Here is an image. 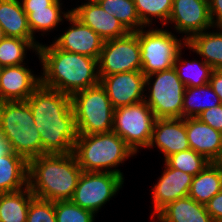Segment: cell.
<instances>
[{
	"mask_svg": "<svg viewBox=\"0 0 222 222\" xmlns=\"http://www.w3.org/2000/svg\"><path fill=\"white\" fill-rule=\"evenodd\" d=\"M26 102L40 134L43 154L73 153L78 132L71 96L40 85Z\"/></svg>",
	"mask_w": 222,
	"mask_h": 222,
	"instance_id": "cell-1",
	"label": "cell"
},
{
	"mask_svg": "<svg viewBox=\"0 0 222 222\" xmlns=\"http://www.w3.org/2000/svg\"><path fill=\"white\" fill-rule=\"evenodd\" d=\"M42 65L41 85L72 96L100 83L98 60L89 56L63 51L53 43L38 48Z\"/></svg>",
	"mask_w": 222,
	"mask_h": 222,
	"instance_id": "cell-2",
	"label": "cell"
},
{
	"mask_svg": "<svg viewBox=\"0 0 222 222\" xmlns=\"http://www.w3.org/2000/svg\"><path fill=\"white\" fill-rule=\"evenodd\" d=\"M82 172L73 153L43 154L28 161V187L40 199L71 200Z\"/></svg>",
	"mask_w": 222,
	"mask_h": 222,
	"instance_id": "cell-3",
	"label": "cell"
},
{
	"mask_svg": "<svg viewBox=\"0 0 222 222\" xmlns=\"http://www.w3.org/2000/svg\"><path fill=\"white\" fill-rule=\"evenodd\" d=\"M73 154L84 172H110L122 177L123 172L118 167L135 155L127 143L113 131L78 134Z\"/></svg>",
	"mask_w": 222,
	"mask_h": 222,
	"instance_id": "cell-4",
	"label": "cell"
},
{
	"mask_svg": "<svg viewBox=\"0 0 222 222\" xmlns=\"http://www.w3.org/2000/svg\"><path fill=\"white\" fill-rule=\"evenodd\" d=\"M0 134L12 151L27 161L43 155L40 134L26 100L0 102Z\"/></svg>",
	"mask_w": 222,
	"mask_h": 222,
	"instance_id": "cell-5",
	"label": "cell"
},
{
	"mask_svg": "<svg viewBox=\"0 0 222 222\" xmlns=\"http://www.w3.org/2000/svg\"><path fill=\"white\" fill-rule=\"evenodd\" d=\"M78 134L112 132L114 108L99 83L71 96Z\"/></svg>",
	"mask_w": 222,
	"mask_h": 222,
	"instance_id": "cell-6",
	"label": "cell"
},
{
	"mask_svg": "<svg viewBox=\"0 0 222 222\" xmlns=\"http://www.w3.org/2000/svg\"><path fill=\"white\" fill-rule=\"evenodd\" d=\"M145 28L138 31L141 71L147 76L173 68L178 53L186 47V41L164 28Z\"/></svg>",
	"mask_w": 222,
	"mask_h": 222,
	"instance_id": "cell-7",
	"label": "cell"
},
{
	"mask_svg": "<svg viewBox=\"0 0 222 222\" xmlns=\"http://www.w3.org/2000/svg\"><path fill=\"white\" fill-rule=\"evenodd\" d=\"M185 88L174 68L155 72L145 77L144 101L157 119L182 118Z\"/></svg>",
	"mask_w": 222,
	"mask_h": 222,
	"instance_id": "cell-8",
	"label": "cell"
},
{
	"mask_svg": "<svg viewBox=\"0 0 222 222\" xmlns=\"http://www.w3.org/2000/svg\"><path fill=\"white\" fill-rule=\"evenodd\" d=\"M156 117L145 101L114 110L112 131L119 135L137 155L140 148H148Z\"/></svg>",
	"mask_w": 222,
	"mask_h": 222,
	"instance_id": "cell-9",
	"label": "cell"
},
{
	"mask_svg": "<svg viewBox=\"0 0 222 222\" xmlns=\"http://www.w3.org/2000/svg\"><path fill=\"white\" fill-rule=\"evenodd\" d=\"M124 177L110 172H82L71 201L96 214L123 187Z\"/></svg>",
	"mask_w": 222,
	"mask_h": 222,
	"instance_id": "cell-10",
	"label": "cell"
},
{
	"mask_svg": "<svg viewBox=\"0 0 222 222\" xmlns=\"http://www.w3.org/2000/svg\"><path fill=\"white\" fill-rule=\"evenodd\" d=\"M141 50L137 32L106 40L98 58L99 76L141 71Z\"/></svg>",
	"mask_w": 222,
	"mask_h": 222,
	"instance_id": "cell-11",
	"label": "cell"
},
{
	"mask_svg": "<svg viewBox=\"0 0 222 222\" xmlns=\"http://www.w3.org/2000/svg\"><path fill=\"white\" fill-rule=\"evenodd\" d=\"M168 23L174 24V31L182 33L186 42L195 34L214 30L208 0H173Z\"/></svg>",
	"mask_w": 222,
	"mask_h": 222,
	"instance_id": "cell-12",
	"label": "cell"
},
{
	"mask_svg": "<svg viewBox=\"0 0 222 222\" xmlns=\"http://www.w3.org/2000/svg\"><path fill=\"white\" fill-rule=\"evenodd\" d=\"M114 109L144 101L145 75L142 71H129L99 76Z\"/></svg>",
	"mask_w": 222,
	"mask_h": 222,
	"instance_id": "cell-13",
	"label": "cell"
},
{
	"mask_svg": "<svg viewBox=\"0 0 222 222\" xmlns=\"http://www.w3.org/2000/svg\"><path fill=\"white\" fill-rule=\"evenodd\" d=\"M70 26L52 42L58 49L98 60L105 40L72 13L65 19Z\"/></svg>",
	"mask_w": 222,
	"mask_h": 222,
	"instance_id": "cell-14",
	"label": "cell"
},
{
	"mask_svg": "<svg viewBox=\"0 0 222 222\" xmlns=\"http://www.w3.org/2000/svg\"><path fill=\"white\" fill-rule=\"evenodd\" d=\"M41 85V76L25 64L0 68V102L25 101Z\"/></svg>",
	"mask_w": 222,
	"mask_h": 222,
	"instance_id": "cell-15",
	"label": "cell"
},
{
	"mask_svg": "<svg viewBox=\"0 0 222 222\" xmlns=\"http://www.w3.org/2000/svg\"><path fill=\"white\" fill-rule=\"evenodd\" d=\"M165 169L152 188V204L154 211L152 219L170 202L187 197L190 191L193 176L178 169L171 168L164 161Z\"/></svg>",
	"mask_w": 222,
	"mask_h": 222,
	"instance_id": "cell-16",
	"label": "cell"
},
{
	"mask_svg": "<svg viewBox=\"0 0 222 222\" xmlns=\"http://www.w3.org/2000/svg\"><path fill=\"white\" fill-rule=\"evenodd\" d=\"M153 146L162 152L164 161L172 154L190 149L186 132V118L156 119L148 149Z\"/></svg>",
	"mask_w": 222,
	"mask_h": 222,
	"instance_id": "cell-17",
	"label": "cell"
},
{
	"mask_svg": "<svg viewBox=\"0 0 222 222\" xmlns=\"http://www.w3.org/2000/svg\"><path fill=\"white\" fill-rule=\"evenodd\" d=\"M71 13L105 41L120 38L129 33L114 15L104 11L96 1L82 2L81 5L72 8Z\"/></svg>",
	"mask_w": 222,
	"mask_h": 222,
	"instance_id": "cell-18",
	"label": "cell"
},
{
	"mask_svg": "<svg viewBox=\"0 0 222 222\" xmlns=\"http://www.w3.org/2000/svg\"><path fill=\"white\" fill-rule=\"evenodd\" d=\"M186 132L190 149L210 162H222V133L197 117L186 118Z\"/></svg>",
	"mask_w": 222,
	"mask_h": 222,
	"instance_id": "cell-19",
	"label": "cell"
},
{
	"mask_svg": "<svg viewBox=\"0 0 222 222\" xmlns=\"http://www.w3.org/2000/svg\"><path fill=\"white\" fill-rule=\"evenodd\" d=\"M0 26L6 37L29 40L37 49L41 45L28 26L27 14L20 0H0Z\"/></svg>",
	"mask_w": 222,
	"mask_h": 222,
	"instance_id": "cell-20",
	"label": "cell"
},
{
	"mask_svg": "<svg viewBox=\"0 0 222 222\" xmlns=\"http://www.w3.org/2000/svg\"><path fill=\"white\" fill-rule=\"evenodd\" d=\"M155 217V222H214L205 205L189 196L170 202Z\"/></svg>",
	"mask_w": 222,
	"mask_h": 222,
	"instance_id": "cell-21",
	"label": "cell"
},
{
	"mask_svg": "<svg viewBox=\"0 0 222 222\" xmlns=\"http://www.w3.org/2000/svg\"><path fill=\"white\" fill-rule=\"evenodd\" d=\"M28 187V161L14 153L0 157V193Z\"/></svg>",
	"mask_w": 222,
	"mask_h": 222,
	"instance_id": "cell-22",
	"label": "cell"
},
{
	"mask_svg": "<svg viewBox=\"0 0 222 222\" xmlns=\"http://www.w3.org/2000/svg\"><path fill=\"white\" fill-rule=\"evenodd\" d=\"M195 34L187 42L190 51L200 55L214 70L222 69V27Z\"/></svg>",
	"mask_w": 222,
	"mask_h": 222,
	"instance_id": "cell-23",
	"label": "cell"
},
{
	"mask_svg": "<svg viewBox=\"0 0 222 222\" xmlns=\"http://www.w3.org/2000/svg\"><path fill=\"white\" fill-rule=\"evenodd\" d=\"M222 190V162H210L193 176L188 196L205 205Z\"/></svg>",
	"mask_w": 222,
	"mask_h": 222,
	"instance_id": "cell-24",
	"label": "cell"
},
{
	"mask_svg": "<svg viewBox=\"0 0 222 222\" xmlns=\"http://www.w3.org/2000/svg\"><path fill=\"white\" fill-rule=\"evenodd\" d=\"M34 197L29 187L0 193V222H27L29 204Z\"/></svg>",
	"mask_w": 222,
	"mask_h": 222,
	"instance_id": "cell-25",
	"label": "cell"
},
{
	"mask_svg": "<svg viewBox=\"0 0 222 222\" xmlns=\"http://www.w3.org/2000/svg\"><path fill=\"white\" fill-rule=\"evenodd\" d=\"M61 1L62 0H55L50 6L46 7V9L33 10V12L27 16L28 26L33 37L36 32H41V36H44L46 32L49 34L48 32L53 29L55 30L58 25H61L59 23H63L64 19L71 14V10L67 12L63 10V3Z\"/></svg>",
	"mask_w": 222,
	"mask_h": 222,
	"instance_id": "cell-26",
	"label": "cell"
},
{
	"mask_svg": "<svg viewBox=\"0 0 222 222\" xmlns=\"http://www.w3.org/2000/svg\"><path fill=\"white\" fill-rule=\"evenodd\" d=\"M182 50L174 61L173 68L185 87H199L209 83L213 68L203 59L182 60Z\"/></svg>",
	"mask_w": 222,
	"mask_h": 222,
	"instance_id": "cell-27",
	"label": "cell"
},
{
	"mask_svg": "<svg viewBox=\"0 0 222 222\" xmlns=\"http://www.w3.org/2000/svg\"><path fill=\"white\" fill-rule=\"evenodd\" d=\"M202 97H206L207 102ZM208 95V97H207ZM211 96V97H210ZM199 97L201 99H199ZM210 97V99H209ZM222 104L217 94L212 89L211 85L208 83L199 87H186L184 91L183 105H182V118L197 117L203 111L216 107Z\"/></svg>",
	"mask_w": 222,
	"mask_h": 222,
	"instance_id": "cell-28",
	"label": "cell"
},
{
	"mask_svg": "<svg viewBox=\"0 0 222 222\" xmlns=\"http://www.w3.org/2000/svg\"><path fill=\"white\" fill-rule=\"evenodd\" d=\"M110 15H114L129 32H137L142 24L133 0H96Z\"/></svg>",
	"mask_w": 222,
	"mask_h": 222,
	"instance_id": "cell-29",
	"label": "cell"
},
{
	"mask_svg": "<svg viewBox=\"0 0 222 222\" xmlns=\"http://www.w3.org/2000/svg\"><path fill=\"white\" fill-rule=\"evenodd\" d=\"M38 53V49L26 39L18 37H5L0 42V68L17 66L25 63L26 51Z\"/></svg>",
	"mask_w": 222,
	"mask_h": 222,
	"instance_id": "cell-30",
	"label": "cell"
},
{
	"mask_svg": "<svg viewBox=\"0 0 222 222\" xmlns=\"http://www.w3.org/2000/svg\"><path fill=\"white\" fill-rule=\"evenodd\" d=\"M137 14L145 27L152 26V20H159L166 27L171 15L173 0H133Z\"/></svg>",
	"mask_w": 222,
	"mask_h": 222,
	"instance_id": "cell-31",
	"label": "cell"
},
{
	"mask_svg": "<svg viewBox=\"0 0 222 222\" xmlns=\"http://www.w3.org/2000/svg\"><path fill=\"white\" fill-rule=\"evenodd\" d=\"M165 162L173 169L196 176L209 163L203 155L196 153L193 149H187L169 156Z\"/></svg>",
	"mask_w": 222,
	"mask_h": 222,
	"instance_id": "cell-32",
	"label": "cell"
},
{
	"mask_svg": "<svg viewBox=\"0 0 222 222\" xmlns=\"http://www.w3.org/2000/svg\"><path fill=\"white\" fill-rule=\"evenodd\" d=\"M54 209L57 222H94L92 211L83 209L71 200L55 201Z\"/></svg>",
	"mask_w": 222,
	"mask_h": 222,
	"instance_id": "cell-33",
	"label": "cell"
},
{
	"mask_svg": "<svg viewBox=\"0 0 222 222\" xmlns=\"http://www.w3.org/2000/svg\"><path fill=\"white\" fill-rule=\"evenodd\" d=\"M27 222H57L54 202L34 197L29 204Z\"/></svg>",
	"mask_w": 222,
	"mask_h": 222,
	"instance_id": "cell-34",
	"label": "cell"
},
{
	"mask_svg": "<svg viewBox=\"0 0 222 222\" xmlns=\"http://www.w3.org/2000/svg\"><path fill=\"white\" fill-rule=\"evenodd\" d=\"M197 118L222 133V104L203 111Z\"/></svg>",
	"mask_w": 222,
	"mask_h": 222,
	"instance_id": "cell-35",
	"label": "cell"
},
{
	"mask_svg": "<svg viewBox=\"0 0 222 222\" xmlns=\"http://www.w3.org/2000/svg\"><path fill=\"white\" fill-rule=\"evenodd\" d=\"M214 222H222V190L205 204Z\"/></svg>",
	"mask_w": 222,
	"mask_h": 222,
	"instance_id": "cell-36",
	"label": "cell"
},
{
	"mask_svg": "<svg viewBox=\"0 0 222 222\" xmlns=\"http://www.w3.org/2000/svg\"><path fill=\"white\" fill-rule=\"evenodd\" d=\"M214 28L222 27V0H208Z\"/></svg>",
	"mask_w": 222,
	"mask_h": 222,
	"instance_id": "cell-37",
	"label": "cell"
},
{
	"mask_svg": "<svg viewBox=\"0 0 222 222\" xmlns=\"http://www.w3.org/2000/svg\"><path fill=\"white\" fill-rule=\"evenodd\" d=\"M27 16L33 12V10L46 9L55 0H20Z\"/></svg>",
	"mask_w": 222,
	"mask_h": 222,
	"instance_id": "cell-38",
	"label": "cell"
},
{
	"mask_svg": "<svg viewBox=\"0 0 222 222\" xmlns=\"http://www.w3.org/2000/svg\"><path fill=\"white\" fill-rule=\"evenodd\" d=\"M209 84L211 85L212 89L217 94L222 103V69L213 70Z\"/></svg>",
	"mask_w": 222,
	"mask_h": 222,
	"instance_id": "cell-39",
	"label": "cell"
},
{
	"mask_svg": "<svg viewBox=\"0 0 222 222\" xmlns=\"http://www.w3.org/2000/svg\"><path fill=\"white\" fill-rule=\"evenodd\" d=\"M12 152L9 142L0 134V157Z\"/></svg>",
	"mask_w": 222,
	"mask_h": 222,
	"instance_id": "cell-40",
	"label": "cell"
},
{
	"mask_svg": "<svg viewBox=\"0 0 222 222\" xmlns=\"http://www.w3.org/2000/svg\"><path fill=\"white\" fill-rule=\"evenodd\" d=\"M6 37L4 30L2 29V27L0 26V42Z\"/></svg>",
	"mask_w": 222,
	"mask_h": 222,
	"instance_id": "cell-41",
	"label": "cell"
}]
</instances>
